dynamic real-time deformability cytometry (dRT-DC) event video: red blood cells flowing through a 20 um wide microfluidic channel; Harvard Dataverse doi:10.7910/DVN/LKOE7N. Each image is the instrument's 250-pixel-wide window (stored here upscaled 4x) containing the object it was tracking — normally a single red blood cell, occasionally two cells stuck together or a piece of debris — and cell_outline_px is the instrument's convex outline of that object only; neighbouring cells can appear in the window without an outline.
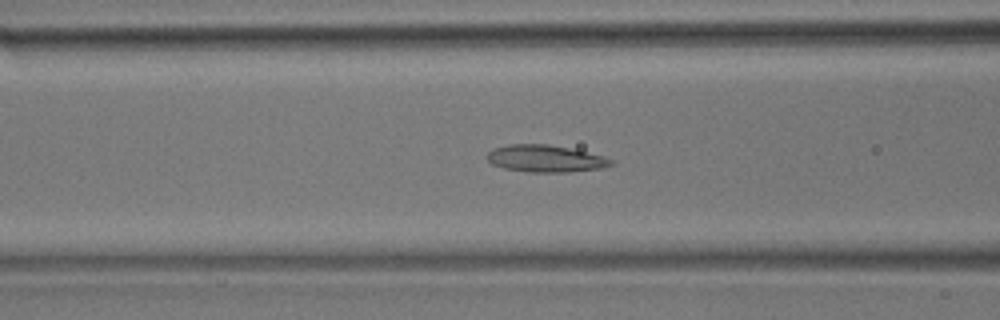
{"species": "common noctule bat (a hibernating species)", "species_latin": "Nyctalus noctula", "temperature_condition": "room temperature", "stored_images_in_passage": 45, "camera_frame_rate_fps": 3000, "um_per_image_px": 0.085, "animal": {"sex": "male", "body_mass_g": 17.9}, "frame": {"image": 1, "passage_image": 17, "time_ms": 5.333, "image_size_px": [1000, 320], "cell_outline_px": [[616, 164], [600, 168], [568, 172], [528, 172], [504, 168], [492, 164], [484, 156], [492, 148], [508, 144], [548, 144], [568, 148], [604, 156], [612, 160]], "centroid_in_image_um": [46.32, 13.48], "position_along_channel_um": 120.3, "area_um2": 19.59}}
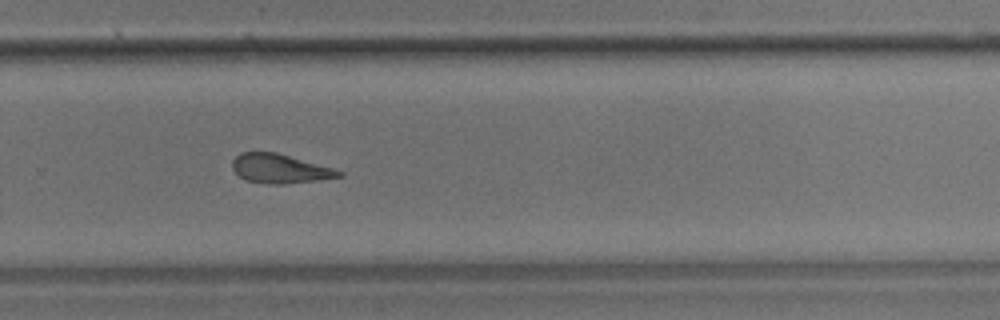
{"frame": {"image": 2, "passage_image": 30, "time_ms": 9.667, "image_size_px": [1000, 320], "cell_outline_px": [[344, 176], [316, 180], [284, 184], [268, 184], [248, 180], [240, 176], [232, 168], [232, 160], [240, 152], [276, 152], [332, 168], [344, 172]], "centroid_in_image_um": [23.78, 14.33], "position_along_channel_um": 306.0, "area_um2": 17.86}}
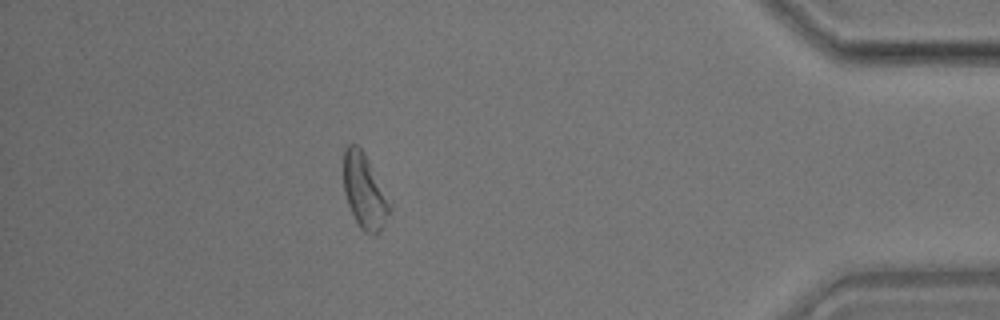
{"frame": {"image": 3, "passage_image": 40, "time_ms": 13.0, "image_size_px": [1000, 320], "cell_outline_px": [[392, 208], [380, 232], [376, 236], [372, 236], [364, 232], [360, 228], [348, 204], [344, 192], [344, 148], [348, 144], [356, 144], [364, 152], [392, 204]], "centroid_in_image_um": [31.0, 16.29], "position_along_channel_um": 404.2, "area_um2": 20.17}}